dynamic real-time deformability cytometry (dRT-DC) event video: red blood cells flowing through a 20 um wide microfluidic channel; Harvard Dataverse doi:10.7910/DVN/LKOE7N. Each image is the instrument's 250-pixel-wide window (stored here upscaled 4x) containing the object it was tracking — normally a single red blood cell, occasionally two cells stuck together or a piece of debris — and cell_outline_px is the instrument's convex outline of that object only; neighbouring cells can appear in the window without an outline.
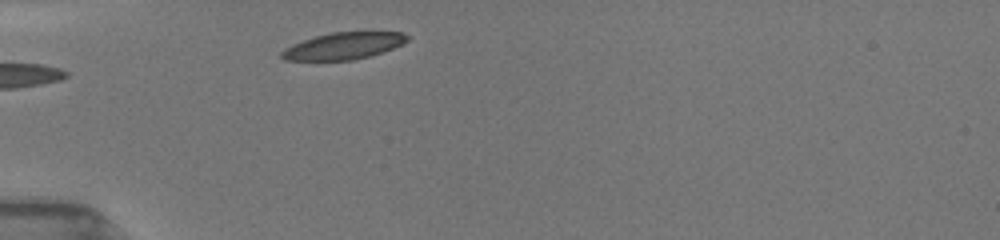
{"species": "common noctule bat (a hibernating species)", "species_latin": "Nyctalus noctula", "temperature_condition": "room temperature", "stored_images_in_passage": 17, "camera_frame_rate_fps": 3000, "um_per_image_px": 0.085, "animal": {"sex": "female", "body_mass_g": 19.5, "forearm_length_mm": 54.1}, "frame": {"image": 1, "passage_image": 1, "time_ms": 0.0, "image_size_px": [1000, 240], "cell_outline_px": [[408, 40], [392, 48], [368, 56], [352, 60], [284, 60], [280, 56], [280, 52], [284, 48], [292, 44], [316, 36], [332, 32], [368, 28], [372, 28], [404, 32], [408, 36]], "centroid_in_image_um": [29.27, 3.83], "position_along_channel_um": 55.7, "area_um2": 20.46}}
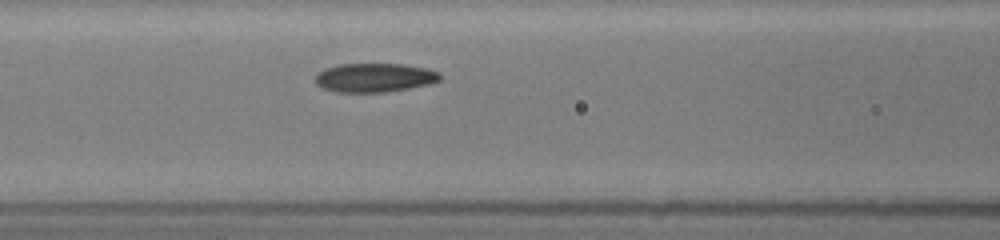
{"frame": {"image": 2, "passage_image": 6, "time_ms": 2.333, "image_size_px": [1000, 240], "cell_outline_px": [[440, 80], [432, 84], [388, 92], [336, 92], [324, 88], [316, 84], [316, 72], [324, 68], [340, 64], [404, 64], [428, 68], [440, 72]], "centroid_in_image_um": [31.86, 6.59], "position_along_channel_um": 134.7, "area_um2": 21.27}}
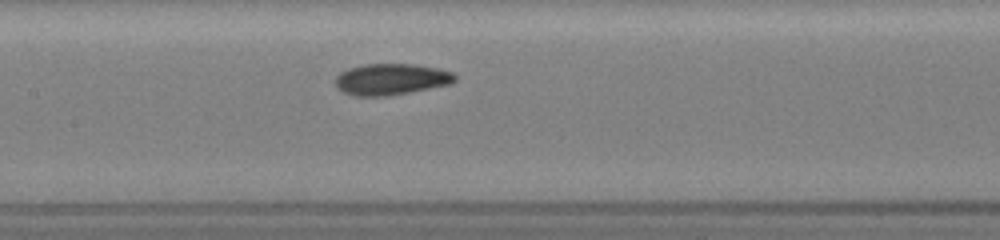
{"frame": {"image": 3, "passage_image": 10, "time_ms": 3.333, "image_size_px": [1000, 240], "cell_outline_px": [[456, 80], [452, 84], [388, 96], [352, 96], [336, 88], [336, 76], [340, 72], [348, 68], [364, 64], [416, 64], [456, 72]], "centroid_in_image_um": [33.26, 6.74], "position_along_channel_um": 174.1, "area_um2": 22.08}}